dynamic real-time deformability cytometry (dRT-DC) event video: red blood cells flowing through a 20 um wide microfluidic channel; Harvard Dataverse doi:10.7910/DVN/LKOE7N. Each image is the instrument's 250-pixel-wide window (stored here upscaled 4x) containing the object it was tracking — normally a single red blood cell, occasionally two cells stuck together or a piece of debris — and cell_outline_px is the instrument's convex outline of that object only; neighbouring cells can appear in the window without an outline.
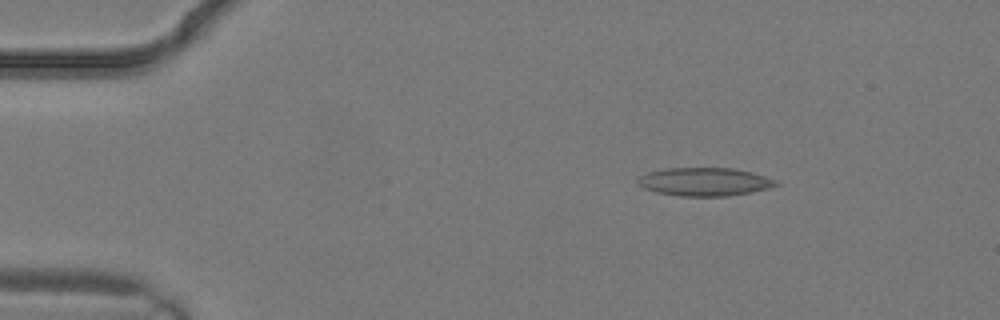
{"species": "common noctule bat (a hibernating species)", "species_latin": "Nyctalus noctula", "temperature_condition": "warm", "stored_images_in_passage": 3, "camera_frame_rate_fps": 3000, "um_per_image_px": 0.085, "animal": {"sex": "male", "body_mass_g": 19.2, "forearm_length_mm": 51.8}, "frame": {"image": 1, "passage_image": 2, "time_ms": 0.333, "image_size_px": [1000, 320], "cell_outline_px": [[780, 184], [768, 188], [752, 192], [728, 196], [680, 196], [656, 192], [644, 188], [636, 184], [636, 180], [640, 176], [648, 172], [664, 168], [732, 168], [752, 172], [776, 180]], "centroid_in_image_um": [59.86, 15.45], "position_along_channel_um": 25.1, "area_um2": 22.83}}
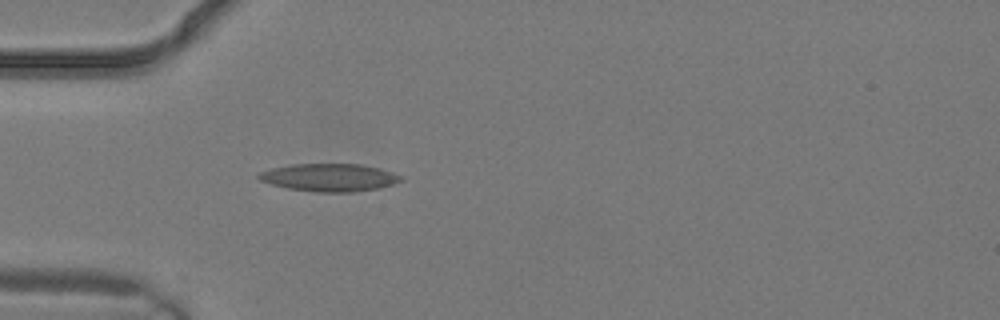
{"frame": {"image": 2, "passage_image": 3, "time_ms": 0.667, "image_size_px": [1000, 320], "cell_outline_px": [[404, 180], [392, 184], [376, 188], [352, 192], [316, 192], [288, 188], [272, 184], [260, 180], [256, 176], [260, 172], [272, 168], [292, 164], [360, 164], [380, 168], [404, 176]], "centroid_in_image_um": [28.02, 15.08], "position_along_channel_um": 57.0, "area_um2": 22.89}}